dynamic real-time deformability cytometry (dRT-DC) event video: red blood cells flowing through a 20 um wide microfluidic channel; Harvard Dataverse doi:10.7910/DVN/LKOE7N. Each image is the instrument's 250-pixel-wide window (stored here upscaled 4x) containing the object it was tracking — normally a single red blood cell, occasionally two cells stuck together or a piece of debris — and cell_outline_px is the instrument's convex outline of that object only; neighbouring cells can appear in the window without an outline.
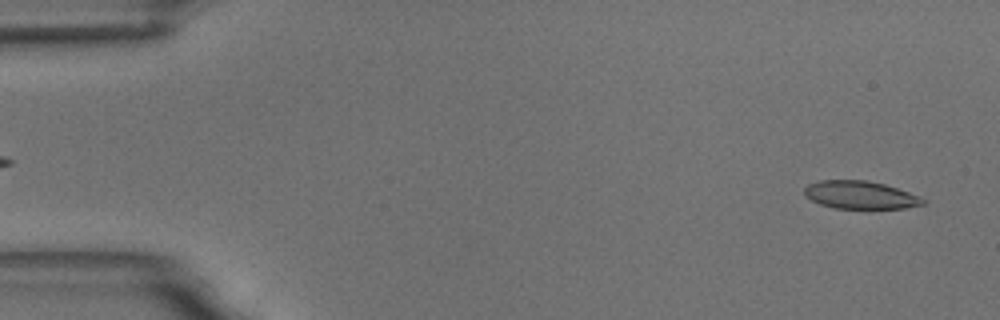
{"species": "common noctule bat (a hibernating species)", "species_latin": "Nyctalus noctula", "temperature_condition": "room temperature", "stored_images_in_passage": 57, "camera_frame_rate_fps": 3000, "um_per_image_px": 0.085, "animal": {"sex": "male", "body_mass_g": 18.8}, "frame": {"image": 1, "passage_image": 2, "time_ms": 0.333, "image_size_px": [1000, 320], "cell_outline_px": [[924, 204], [904, 208], [836, 208], [820, 204], [804, 196], [804, 188], [808, 184], [820, 180], [868, 180], [884, 184], [908, 192], [924, 200]], "centroid_in_image_um": [73.06, 16.56], "position_along_channel_um": 11.9, "area_um2": 19.02}}
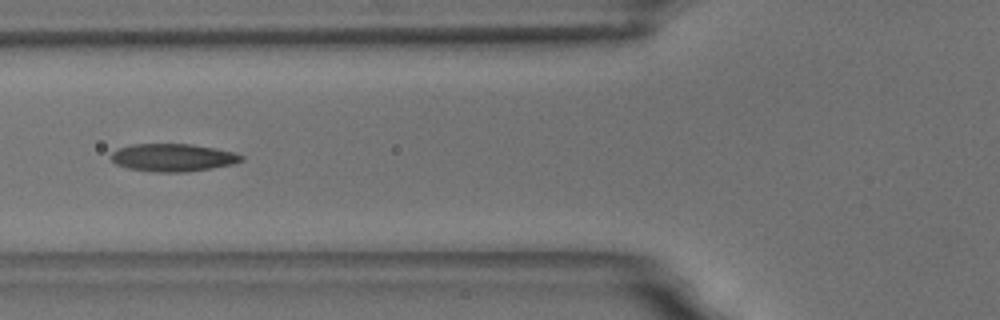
{"frame": {"image": 2, "passage_image": 21, "time_ms": 6.667, "image_size_px": [1000, 320], "cell_outline_px": [[244, 160], [232, 164], [212, 168], [184, 172], [156, 172], [128, 168], [116, 164], [108, 156], [116, 148], [132, 144], [192, 144], [216, 148], [232, 152], [244, 156]], "centroid_in_image_um": [14.66, 13.38], "position_along_channel_um": 111.1, "area_um2": 21.15}}
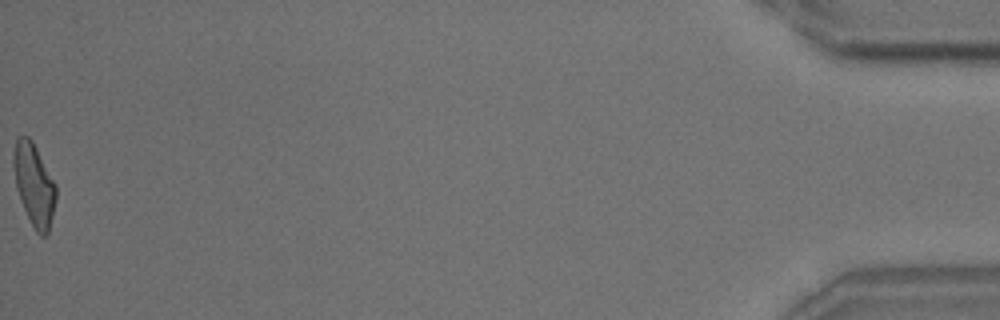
{"frame": {"image": 3, "passage_image": 57, "time_ms": 18.667, "image_size_px": [1000, 320], "cell_outline_px": [[56, 200], [48, 232], [44, 236], [40, 236], [36, 232], [24, 208], [16, 188], [12, 164], [12, 152], [16, 136], [28, 136], [32, 140], [56, 184]], "centroid_in_image_um": [2.87, 15.64], "position_along_channel_um": 432.3, "area_um2": 20.4}, "authors_computed_cell_mechanics": {"area_um2": 20.4612, "velocity_mm_per_s": 3.5045, "shape_relaxation_time_tau1_ms": 5.3705, "shape_relaxation_time_tau2_ms": 2.105, "deformation_change_tau1": 0.1844, "deformation_change_tau2": 0.1019}}